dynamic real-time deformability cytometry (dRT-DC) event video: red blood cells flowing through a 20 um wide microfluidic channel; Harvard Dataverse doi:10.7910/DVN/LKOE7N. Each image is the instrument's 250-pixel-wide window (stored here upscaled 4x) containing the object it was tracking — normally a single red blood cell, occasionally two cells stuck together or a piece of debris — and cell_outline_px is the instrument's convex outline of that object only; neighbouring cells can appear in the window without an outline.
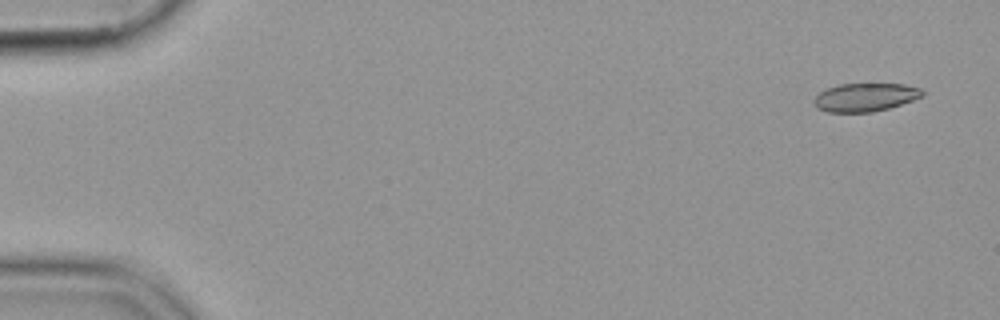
{"species": "common noctule bat (a hibernating species)", "species_latin": "Nyctalus noctula", "temperature_condition": "cold", "stored_images_in_passage": 53, "camera_frame_rate_fps": 3000, "um_per_image_px": 0.085, "animal": {"sex": "female", "body_mass_g": 19.9}, "frame": {"image": 1, "passage_image": 1, "time_ms": 0.0, "image_size_px": [1000, 320], "cell_outline_px": [[924, 96], [888, 108], [872, 112], [828, 112], [816, 108], [812, 100], [820, 92], [828, 88], [840, 84], [904, 84], [920, 88], [924, 92]], "centroid_in_image_um": [73.53, 8.27], "position_along_channel_um": 11.5, "area_um2": 17.8}}
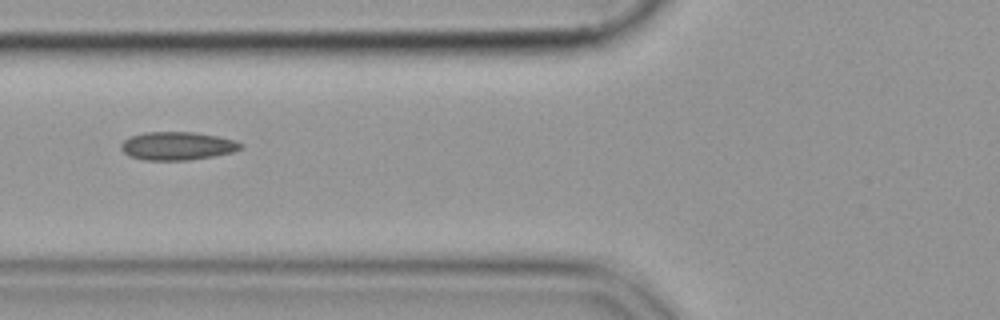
{"frame": {"image": 2, "passage_image": 20, "time_ms": 6.333, "image_size_px": [1000, 320], "cell_outline_px": [[244, 148], [232, 152], [212, 156], [188, 160], [144, 160], [128, 156], [120, 148], [120, 144], [124, 140], [132, 136], [144, 132], [196, 132], [236, 140], [244, 144]], "centroid_in_image_um": [15.08, 12.4], "position_along_channel_um": 110.7, "area_um2": 19.77}}
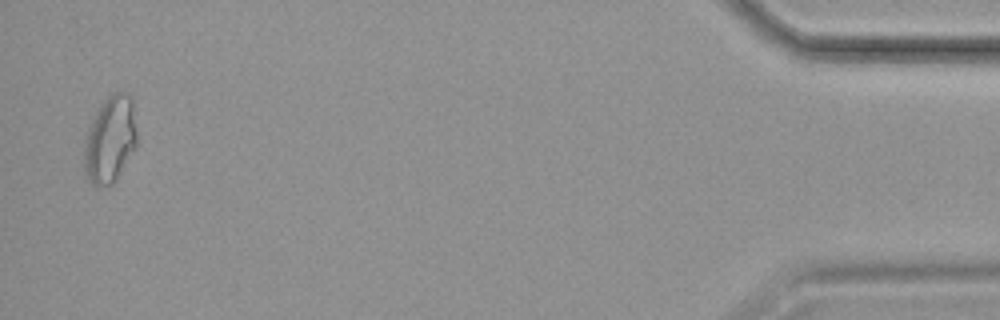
{"frame": {"image": 3, "passage_image": 52, "time_ms": 17.0, "image_size_px": [1000, 320], "cell_outline_px": [[136, 148], [116, 180], [112, 184], [92, 184], [84, 172], [84, 144], [88, 128], [92, 116], [100, 104], [112, 92], [128, 92], [132, 96], [136, 132]], "centroid_in_image_um": [9.36, 11.81], "position_along_channel_um": 425.8, "area_um2": 26.88}}